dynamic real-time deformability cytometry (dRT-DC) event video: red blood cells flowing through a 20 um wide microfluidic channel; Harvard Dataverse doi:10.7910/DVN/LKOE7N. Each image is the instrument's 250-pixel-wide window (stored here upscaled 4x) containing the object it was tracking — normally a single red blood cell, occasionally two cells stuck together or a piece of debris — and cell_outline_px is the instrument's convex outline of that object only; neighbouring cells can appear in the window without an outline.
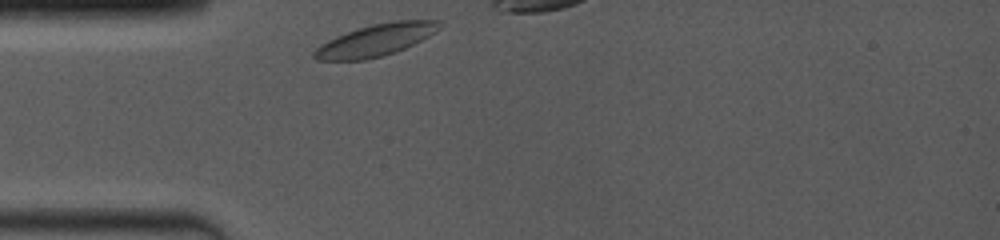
{"species": "common noctule bat (a hibernating species)", "species_latin": "Nyctalus noctula", "temperature_condition": "room temperature", "stored_images_in_passage": 14, "camera_frame_rate_fps": 4000, "um_per_image_px": 0.085, "animal": {"sex": "female", "body_mass_g": 19.0, "forearm_length_mm": 53.3}, "frame": {"image": 1, "passage_image": 1, "time_ms": 0.0, "image_size_px": [1000, 240], "cell_outline_px": [[440, 28], [436, 32], [396, 52], [384, 56], [364, 60], [316, 60], [312, 56], [312, 52], [320, 44], [336, 36], [372, 24], [396, 20], [440, 20]], "centroid_in_image_um": [31.92, 3.42], "position_along_channel_um": 53.1, "area_um2": 23.18}}